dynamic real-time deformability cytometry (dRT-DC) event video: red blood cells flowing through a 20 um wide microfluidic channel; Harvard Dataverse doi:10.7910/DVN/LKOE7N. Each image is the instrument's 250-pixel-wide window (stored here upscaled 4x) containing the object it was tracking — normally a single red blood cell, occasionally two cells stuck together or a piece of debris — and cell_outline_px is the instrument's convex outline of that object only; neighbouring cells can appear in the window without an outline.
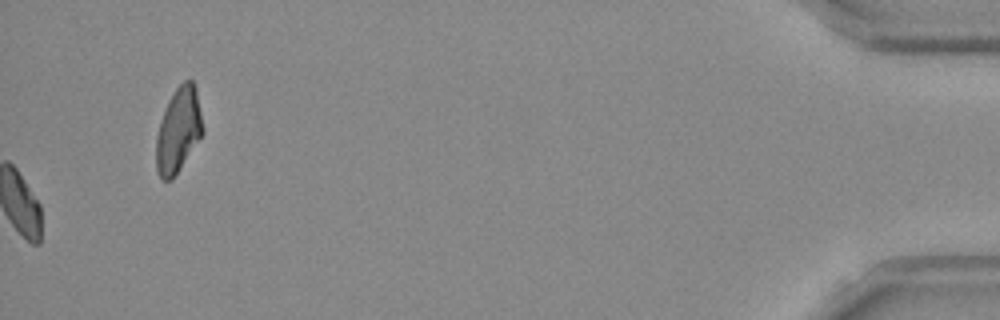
{"species": "Egyptian fruit bat (a non-hibernating species)", "species_latin": "Rousettus aegyptiacus", "temperature_condition": "room temperature", "stored_images_in_passage": 53, "camera_frame_rate_fps": 3000, "um_per_image_px": 0.085, "frame": {"image": 1, "passage_image": 53, "time_ms": 17.333, "image_size_px": [1000, 320], "cell_outline_px": [[204, 132], [172, 180], [164, 180], [156, 172], [156, 136], [160, 120], [168, 100], [172, 92], [184, 80], [192, 80], [196, 88], [204, 128]], "centroid_in_image_um": [15.16, 11.05], "position_along_channel_um": 420.0, "area_um2": 23.06}, "authors_computed_cell_mechanics": {"area_um2": 17.629, "velocity_mm_per_s": 3.792, "shape_relaxation_time_tau1_ms": null, "shape_relaxation_time_tau2_ms": 6.6268, "deformation_change_tau1": null, "deformation_change_tau2": 0.1014}}